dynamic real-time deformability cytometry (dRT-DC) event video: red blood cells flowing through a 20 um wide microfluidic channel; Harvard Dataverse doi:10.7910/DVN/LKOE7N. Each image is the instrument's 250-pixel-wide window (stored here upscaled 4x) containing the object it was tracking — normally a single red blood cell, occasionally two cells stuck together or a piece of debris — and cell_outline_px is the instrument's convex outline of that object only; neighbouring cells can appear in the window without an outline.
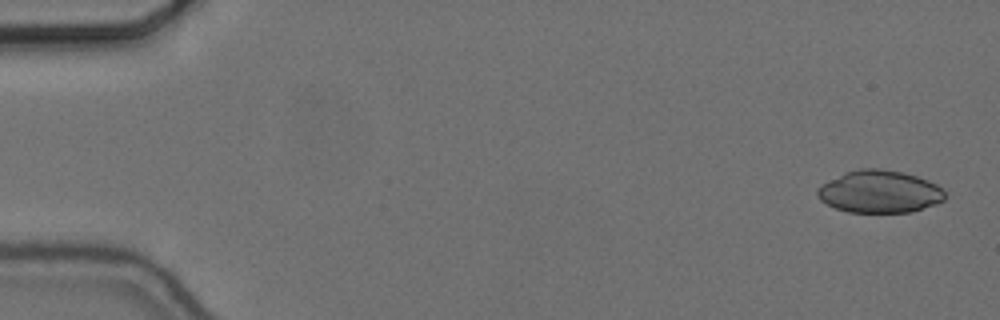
{"species": "common noctule bat (a hibernating species)", "species_latin": "Nyctalus noctula", "temperature_condition": "cold", "stored_images_in_passage": 18, "camera_frame_rate_fps": 3000, "um_per_image_px": 0.085, "animal": {"sex": "female", "body_mass_g": 24.6, "forearm_length_mm": 56.2}, "frame": {"image": 1, "passage_image": 1, "time_ms": 0.0, "image_size_px": [1000, 320], "cell_outline_px": [[944, 200], [936, 204], [912, 212], [848, 212], [836, 208], [820, 200], [816, 192], [816, 188], [844, 172], [860, 168], [880, 168], [900, 172], [916, 176], [928, 180], [936, 184], [944, 192]], "centroid_in_image_um": [74.75, 16.29], "position_along_channel_um": 10.3, "area_um2": 31.39}}